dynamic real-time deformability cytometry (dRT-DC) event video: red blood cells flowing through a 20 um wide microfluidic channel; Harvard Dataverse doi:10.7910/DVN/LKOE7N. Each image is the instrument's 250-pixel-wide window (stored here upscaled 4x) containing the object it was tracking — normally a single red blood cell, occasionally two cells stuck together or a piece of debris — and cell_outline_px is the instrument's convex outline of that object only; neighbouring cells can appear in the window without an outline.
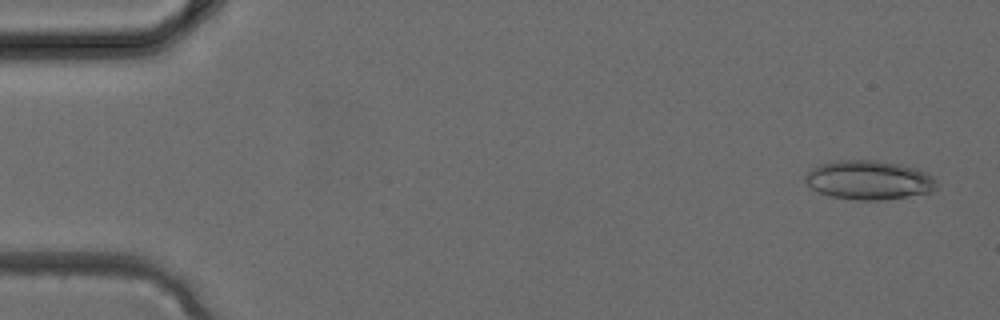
{"species": "common noctule bat (a hibernating species)", "species_latin": "Nyctalus noctula", "temperature_condition": "cold", "stored_images_in_passage": 4, "camera_frame_rate_fps": 3000, "um_per_image_px": 0.085, "animal": {"sex": "female", "body_mass_g": 24.6, "forearm_length_mm": 56.2}, "frame": {"image": 1, "passage_image": 1, "time_ms": 0.0, "image_size_px": [1000, 320], "cell_outline_px": [[936, 188], [932, 192], [880, 200], [856, 200], [832, 196], [820, 192], [812, 188], [804, 180], [804, 176], [812, 168], [820, 164], [836, 160], [876, 160], [900, 164], [916, 168], [936, 176]], "centroid_in_image_um": [73.88, 15.29], "position_along_channel_um": 11.1, "area_um2": 29.94}}